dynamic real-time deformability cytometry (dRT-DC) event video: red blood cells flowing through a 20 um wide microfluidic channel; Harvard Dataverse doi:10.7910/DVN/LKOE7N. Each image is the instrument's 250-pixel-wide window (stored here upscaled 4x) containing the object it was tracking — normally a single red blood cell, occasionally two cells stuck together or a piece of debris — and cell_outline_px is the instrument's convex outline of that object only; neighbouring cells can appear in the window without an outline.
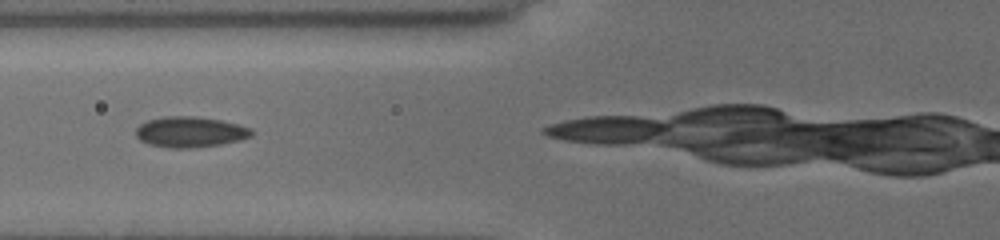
{"species": "common noctule bat (a hibernating species)", "species_latin": "Nyctalus noctula", "temperature_condition": "cold", "stored_images_in_passage": 8, "camera_frame_rate_fps": 3000, "um_per_image_px": 0.085, "animal": {"sex": "female", "body_mass_g": 19.5, "forearm_length_mm": 54.1}, "frame": {"image": 1, "passage_image": 6, "time_ms": 1.667, "image_size_px": [1000, 240], "cell_outline_px": [[252, 136], [240, 140], [220, 144], [188, 148], [168, 148], [148, 144], [140, 140], [136, 136], [136, 128], [140, 124], [148, 120], [164, 116], [196, 116], [220, 120], [252, 128]], "centroid_in_image_um": [16.14, 11.21], "position_along_channel_um": 109.7, "area_um2": 20.63}}